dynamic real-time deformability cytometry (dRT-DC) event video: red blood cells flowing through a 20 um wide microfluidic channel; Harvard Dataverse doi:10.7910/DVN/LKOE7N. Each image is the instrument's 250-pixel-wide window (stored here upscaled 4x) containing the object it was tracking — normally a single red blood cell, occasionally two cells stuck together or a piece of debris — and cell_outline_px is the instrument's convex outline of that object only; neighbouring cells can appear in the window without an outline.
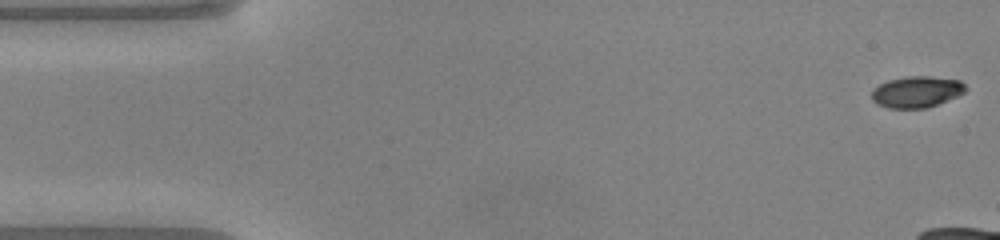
{"species": "common noctule bat (a hibernating species)", "species_latin": "Nyctalus noctula", "temperature_condition": "warm", "stored_images_in_passage": 39, "camera_frame_rate_fps": 3000, "um_per_image_px": 0.085, "animal": {"sex": "male", "body_mass_g": 20.0, "forearm_length_mm": 53.3}, "frame": {"image": 1, "passage_image": 1, "time_ms": 0.0, "image_size_px": [1000, 240], "cell_outline_px": [[968, 88], [964, 92], [956, 96], [936, 104], [924, 108], [888, 108], [876, 104], [872, 100], [872, 88], [888, 80], [904, 76], [928, 76], [960, 80]], "centroid_in_image_um": [77.87, 7.79], "position_along_channel_um": 7.1, "area_um2": 17.11}}
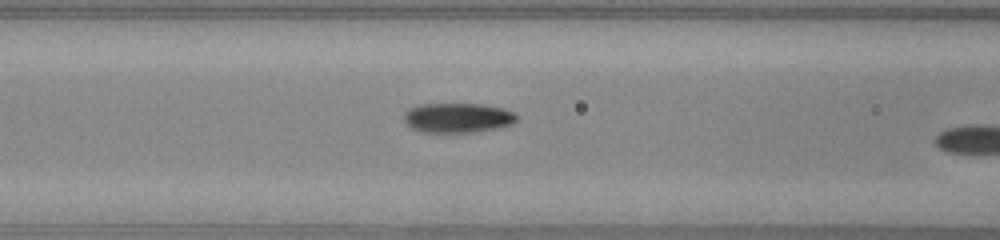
{"frame": {"image": 2, "passage_image": 19, "time_ms": 6.0, "image_size_px": [1000, 240], "cell_outline_px": [[520, 116], [512, 124], [500, 128], [472, 132], [420, 132], [412, 128], [404, 120], [404, 112], [408, 108], [420, 104], [484, 104], [504, 108], [516, 112]], "centroid_in_image_um": [38.95, 10.0], "position_along_channel_um": 127.7, "area_um2": 19.83}}
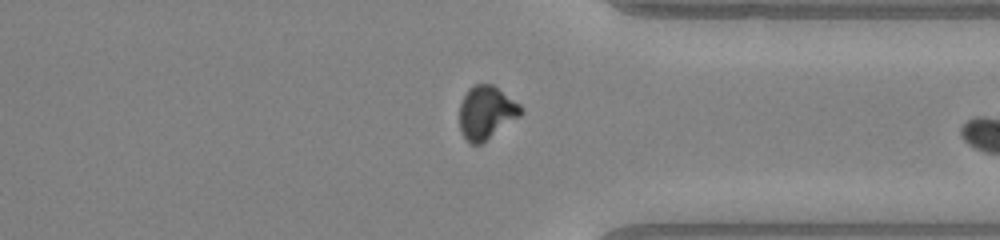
{"frame": {"image": 3, "passage_image": 37, "time_ms": 12.0, "image_size_px": [1000, 240], "cell_outline_px": [[524, 112], [520, 116], [480, 144], [472, 144], [460, 132], [460, 104], [468, 88], [476, 84], [492, 84], [520, 104], [524, 108]], "centroid_in_image_um": [41.35, 9.55], "position_along_channel_um": 370.1, "area_um2": 18.84}}